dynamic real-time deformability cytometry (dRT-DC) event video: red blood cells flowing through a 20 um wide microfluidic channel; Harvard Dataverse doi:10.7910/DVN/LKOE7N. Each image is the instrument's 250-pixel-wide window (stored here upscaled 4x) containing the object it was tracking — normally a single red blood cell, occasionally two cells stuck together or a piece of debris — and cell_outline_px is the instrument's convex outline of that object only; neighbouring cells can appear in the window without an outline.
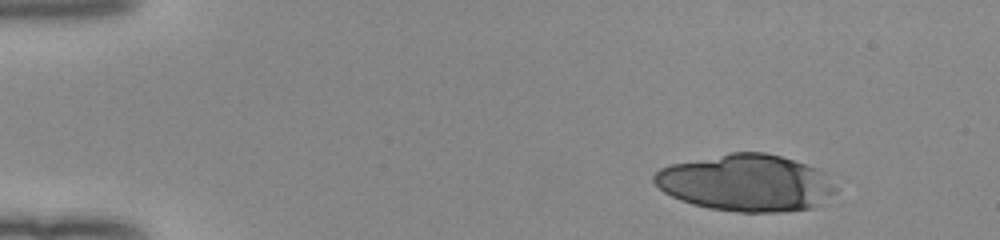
{"species": "human", "species_latin": "Homo sapiens", "temperature_condition": "room temperature", "stored_images_in_passage": 35, "camera_frame_rate_fps": 3000, "um_per_image_px": 0.085, "donor": {"sex": "female"}, "frame": {"image": 1, "passage_image": 1, "time_ms": 0.0, "image_size_px": [1000, 240], "cell_outline_px": [[836, 192], [812, 208], [780, 212], [740, 212], [708, 208], [692, 204], [680, 200], [664, 192], [652, 180], [652, 176], [660, 168], [672, 164], [732, 152], [764, 152], [780, 156], [816, 168], [824, 172], [836, 188]], "centroid_in_image_um": [63.4, 15.55], "position_along_channel_um": 21.6, "area_um2": 59.82}}